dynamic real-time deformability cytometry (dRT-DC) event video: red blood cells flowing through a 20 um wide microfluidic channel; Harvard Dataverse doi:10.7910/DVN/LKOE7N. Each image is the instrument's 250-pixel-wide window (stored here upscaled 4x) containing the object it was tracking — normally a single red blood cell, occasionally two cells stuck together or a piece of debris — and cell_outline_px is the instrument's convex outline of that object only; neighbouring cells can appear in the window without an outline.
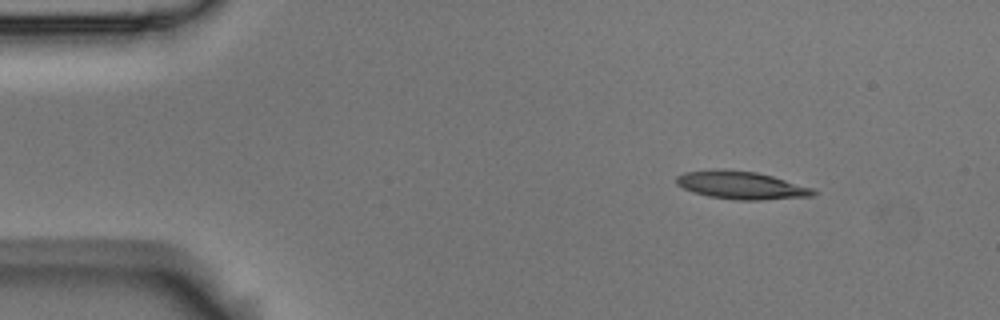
{"species": "Egyptian fruit bat (a non-hibernating species)", "species_latin": "Rousettus aegyptiacus", "temperature_condition": "room temperature", "stored_images_in_passage": 4, "segment_of_instrument_passage": [1, 2], "camera_frame_rate_fps": 3000, "um_per_image_px": 0.085, "animal": {"sex": "male"}, "frame": {"image": 1, "passage_image": 1, "time_ms": 0.0, "image_size_px": [1000, 320], "cell_outline_px": [[820, 192], [812, 196], [760, 200], [736, 200], [708, 196], [692, 192], [676, 184], [676, 176], [684, 172], [756, 172], [772, 176], [812, 188]], "centroid_in_image_um": [63.07, 15.8], "position_along_channel_um": 21.9, "area_um2": 21.27}}